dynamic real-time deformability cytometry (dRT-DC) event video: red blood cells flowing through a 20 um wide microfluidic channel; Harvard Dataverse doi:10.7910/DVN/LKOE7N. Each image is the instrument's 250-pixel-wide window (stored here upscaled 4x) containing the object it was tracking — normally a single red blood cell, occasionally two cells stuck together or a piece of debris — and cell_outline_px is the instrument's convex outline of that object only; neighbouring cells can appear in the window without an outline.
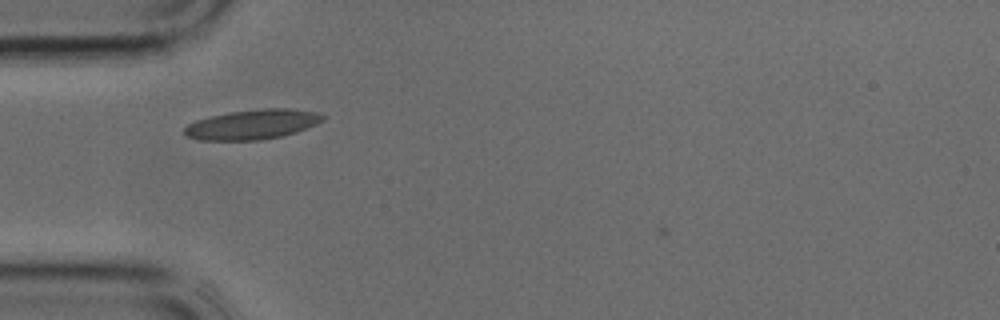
{"species": "common noctule bat (a hibernating species)", "species_latin": "Nyctalus noctula", "temperature_condition": "cold", "stored_images_in_passage": 24, "camera_frame_rate_fps": 3000, "um_per_image_px": 0.085, "animal": {"sex": "male", "body_mass_g": 17.9, "forearm_length_mm": 54.2}, "frame": {"image": 1, "passage_image": 1, "time_ms": 0.0, "image_size_px": [1000, 320], "cell_outline_px": [[324, 120], [316, 124], [296, 132], [280, 136], [260, 140], [196, 140], [188, 136], [184, 132], [184, 128], [188, 124], [196, 120], [212, 116], [232, 112], [264, 108], [288, 108], [316, 112], [324, 116]], "centroid_in_image_um": [21.45, 10.58], "position_along_channel_um": 63.5, "area_um2": 23.76}}
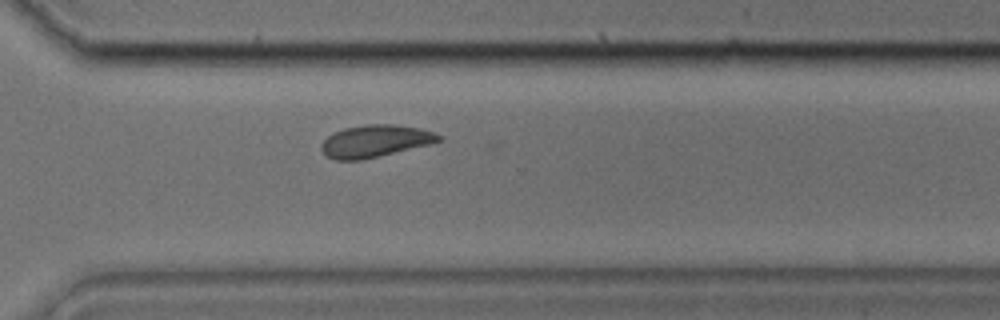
{"frame": {"image": 2, "passage_image": 17, "time_ms": 5.333, "image_size_px": [1000, 320], "cell_outline_px": [[444, 140], [428, 144], [360, 160], [336, 160], [324, 156], [320, 148], [320, 144], [332, 132], [344, 128], [368, 124], [392, 124], [420, 128], [436, 132], [444, 136]], "centroid_in_image_um": [31.87, 11.98], "position_along_channel_um": 338.7, "area_um2": 22.08}}
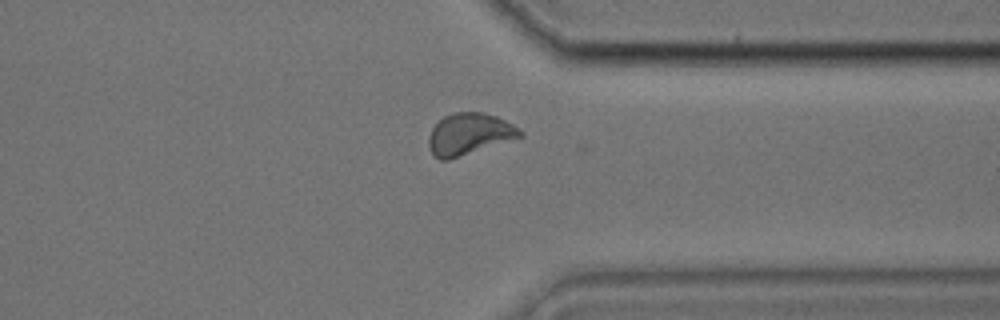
{"frame": {"image": 3, "passage_image": 19, "time_ms": 6.0, "image_size_px": [1000, 320], "cell_outline_px": [[524, 136], [448, 160], [440, 160], [432, 156], [428, 148], [428, 136], [432, 128], [444, 116], [456, 112], [484, 112], [496, 116], [512, 124], [524, 132]], "centroid_in_image_um": [39.86, 11.4], "position_along_channel_um": 371.5, "area_um2": 22.25}}